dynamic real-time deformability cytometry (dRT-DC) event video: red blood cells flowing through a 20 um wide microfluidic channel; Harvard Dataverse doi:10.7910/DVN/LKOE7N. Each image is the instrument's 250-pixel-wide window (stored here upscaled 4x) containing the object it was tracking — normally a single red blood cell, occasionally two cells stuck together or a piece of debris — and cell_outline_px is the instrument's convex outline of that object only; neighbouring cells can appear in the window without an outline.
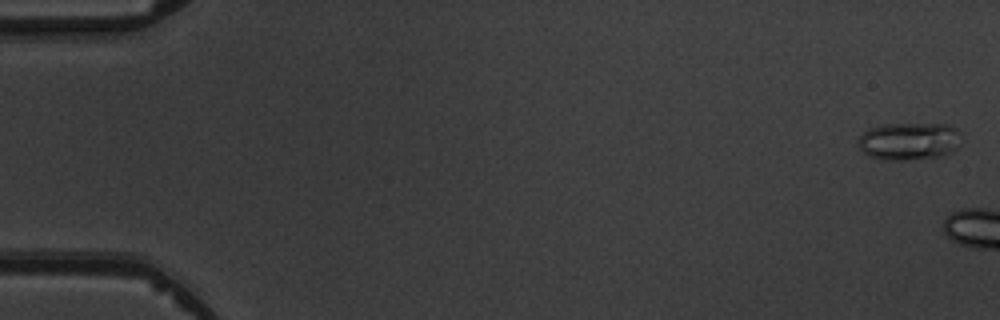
{"species": "common noctule bat (a hibernating species)", "species_latin": "Nyctalus noctula", "temperature_condition": "warm", "stored_images_in_passage": 9, "camera_frame_rate_fps": 3000, "um_per_image_px": 0.085, "animal": {"sex": "male", "body_mass_g": 19.5, "forearm_length_mm": 54.6}, "frame": {"image": 1, "passage_image": 1, "time_ms": 0.0, "image_size_px": [1000, 320], "cell_outline_px": [[956, 148], [952, 152], [944, 156], [900, 160], [880, 160], [864, 152], [860, 148], [856, 140], [868, 128], [884, 124], [948, 124], [956, 128]], "centroid_in_image_um": [77.2, 12.0], "position_along_channel_um": 7.8, "area_um2": 22.31}}
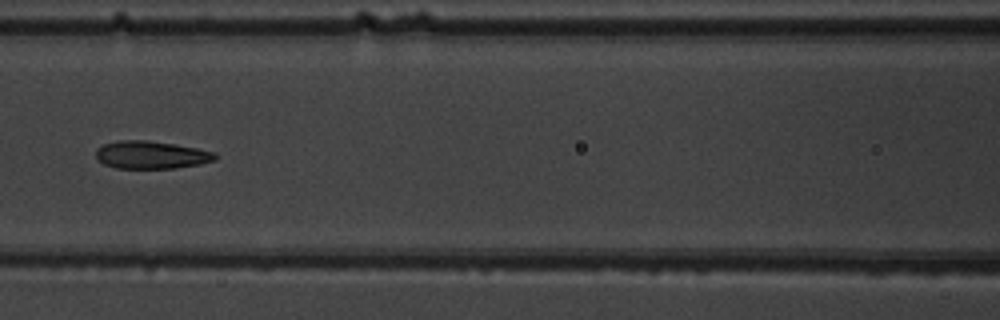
{"frame": {"image": 2, "passage_image": 8, "time_ms": 9.0, "image_size_px": [1000, 320], "cell_outline_px": [[216, 160], [200, 164], [176, 168], [116, 168], [104, 164], [96, 160], [96, 148], [104, 144], [116, 140], [148, 140], [196, 148], [216, 152]], "centroid_in_image_um": [12.82, 13.16], "position_along_channel_um": 153.8, "area_um2": 19.36}}
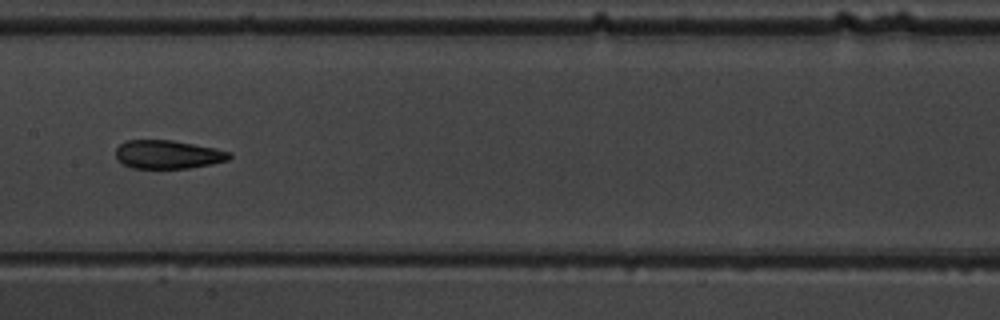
{"frame": {"image": 3, "passage_image": 9, "time_ms": 10.0, "image_size_px": [1000, 320], "cell_outline_px": [[232, 156], [228, 160], [212, 164], [188, 168], [132, 168], [124, 164], [116, 156], [116, 148], [120, 144], [128, 140], [172, 140], [216, 148], [232, 152]], "centroid_in_image_um": [14.31, 13.12], "position_along_channel_um": 193.1, "area_um2": 18.84}}